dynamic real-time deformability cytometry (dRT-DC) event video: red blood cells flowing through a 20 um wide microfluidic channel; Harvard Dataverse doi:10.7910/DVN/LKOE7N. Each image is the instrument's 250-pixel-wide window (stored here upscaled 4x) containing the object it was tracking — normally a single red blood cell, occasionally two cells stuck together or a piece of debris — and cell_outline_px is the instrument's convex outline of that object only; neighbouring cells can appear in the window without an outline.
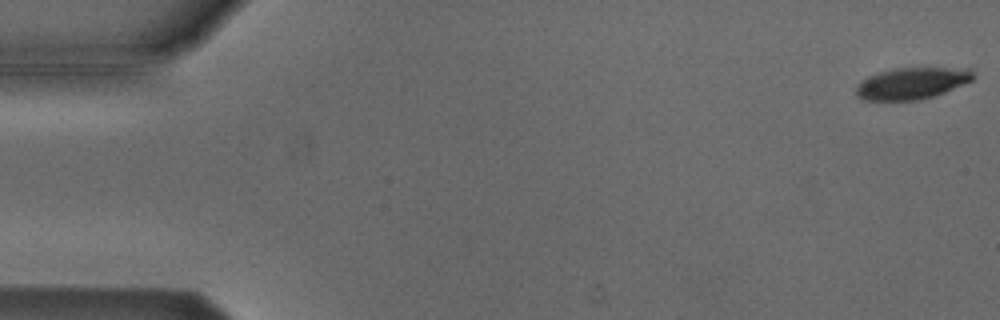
{"species": "Egyptian fruit bat (a non-hibernating species)", "species_latin": "Rousettus aegyptiacus", "temperature_condition": "cold", "stored_images_in_passage": 54, "camera_frame_rate_fps": 3000, "um_per_image_px": 0.085, "animal": {"sex": "male"}, "frame": {"image": 1, "passage_image": 1, "time_ms": 0.0, "image_size_px": [1000, 320], "cell_outline_px": [[976, 76], [972, 80], [944, 92], [920, 100], [864, 100], [856, 96], [856, 84], [868, 76], [880, 72], [896, 68], [968, 68]], "centroid_in_image_um": [77.48, 7.08], "position_along_channel_um": 7.5, "area_um2": 21.44}}
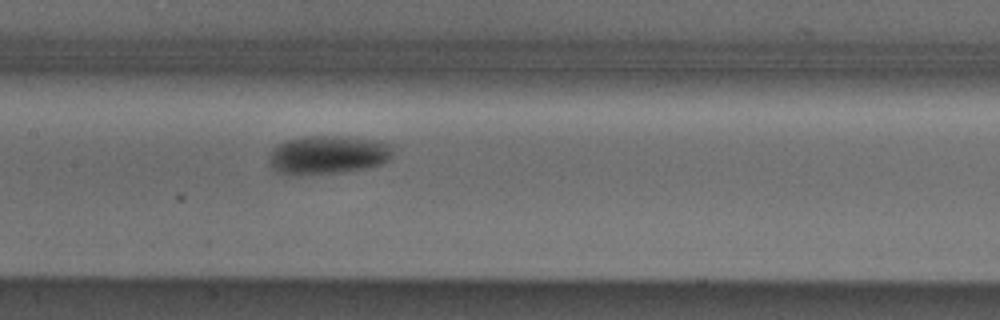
{"frame": {"image": 2, "passage_image": 26, "time_ms": 8.333, "image_size_px": [1000, 320], "cell_outline_px": [[392, 156], [384, 164], [368, 168], [340, 172], [280, 172], [272, 168], [268, 160], [272, 148], [276, 144], [284, 140], [304, 136], [348, 136], [372, 140], [392, 144]], "centroid_in_image_um": [27.91, 13.11], "position_along_channel_um": 179.5, "area_um2": 27.46}}
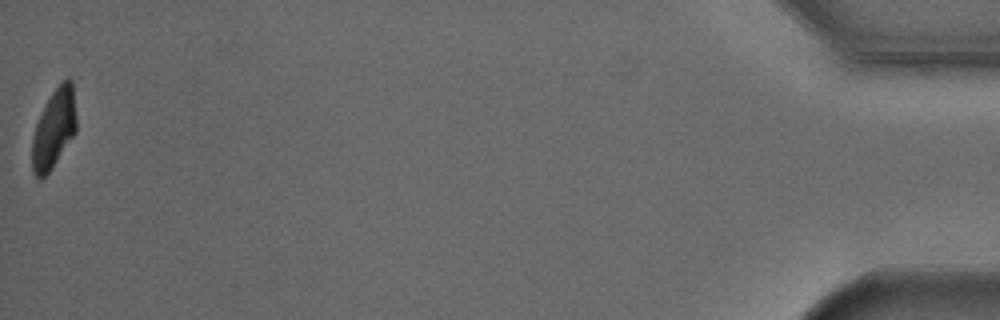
{"frame": {"image": 3, "passage_image": 54, "time_ms": 17.667, "image_size_px": [1000, 320], "cell_outline_px": [[76, 132], [48, 172], [40, 180], [32, 172], [32, 140], [36, 124], [44, 104], [52, 92], [68, 76], [72, 80], [76, 116]], "centroid_in_image_um": [4.58, 10.91], "position_along_channel_um": 430.6, "area_um2": 20.23}, "authors_computed_cell_mechanics": {"area_um2": 24.3627, "velocity_mm_per_s": 3.7981, "shape_relaxation_time_tau1_ms": 1.7544, "shape_relaxation_time_tau2_ms": null, "deformation_change_tau1": 0.0993, "deformation_change_tau2": null}}